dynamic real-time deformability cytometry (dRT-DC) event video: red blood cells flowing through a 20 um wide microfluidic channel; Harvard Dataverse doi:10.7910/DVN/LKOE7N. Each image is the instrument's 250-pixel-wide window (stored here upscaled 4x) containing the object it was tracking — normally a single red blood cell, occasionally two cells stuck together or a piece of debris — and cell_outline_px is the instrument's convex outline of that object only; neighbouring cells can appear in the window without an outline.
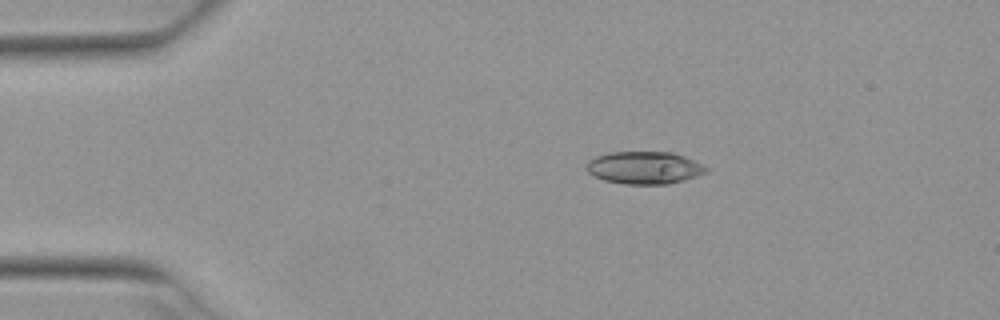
{"species": "Egyptian fruit bat (a non-hibernating species)", "species_latin": "Rousettus aegyptiacus", "temperature_condition": "warm", "stored_images_in_passage": 5, "camera_frame_rate_fps": 3000, "um_per_image_px": 0.085, "animal": {"sex": "female"}, "frame": {"image": 1, "passage_image": 3, "time_ms": 0.667, "image_size_px": [1000, 320], "cell_outline_px": [[708, 172], [684, 180], [668, 184], [624, 184], [604, 180], [588, 172], [588, 160], [596, 156], [608, 152], [672, 152], [684, 156], [708, 168]], "centroid_in_image_um": [54.77, 14.25], "position_along_channel_um": 30.2, "area_um2": 22.48}}
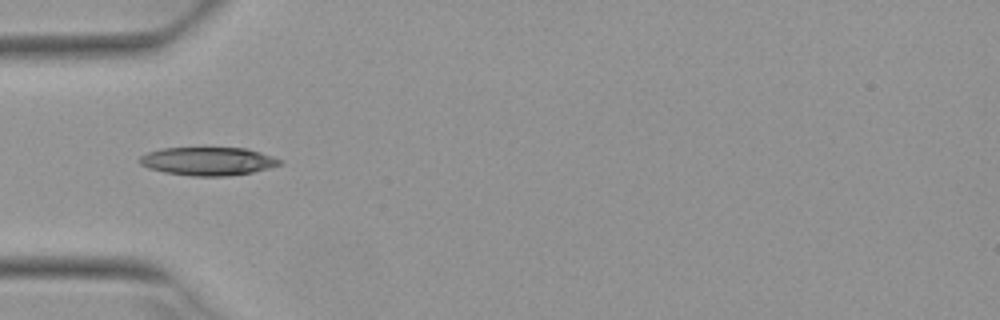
{"frame": {"image": 2, "passage_image": 5, "time_ms": 1.333, "image_size_px": [1000, 320], "cell_outline_px": [[284, 164], [252, 172], [228, 176], [192, 176], [164, 172], [148, 168], [140, 164], [140, 156], [148, 152], [160, 148], [204, 144], [248, 148], [284, 160]], "centroid_in_image_um": [17.69, 13.64], "position_along_channel_um": 67.3, "area_um2": 24.45}}